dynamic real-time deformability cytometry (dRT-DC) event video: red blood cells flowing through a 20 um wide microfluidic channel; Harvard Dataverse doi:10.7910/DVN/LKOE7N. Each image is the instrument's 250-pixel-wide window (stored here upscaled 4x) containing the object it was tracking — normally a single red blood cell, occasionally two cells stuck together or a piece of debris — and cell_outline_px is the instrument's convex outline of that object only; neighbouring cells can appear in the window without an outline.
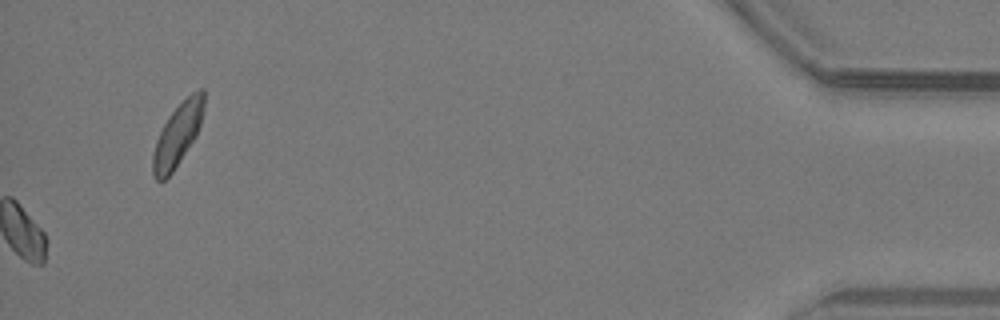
{"species": "common noctule bat (a hibernating species)", "species_latin": "Nyctalus noctula", "temperature_condition": "warm", "stored_images_in_passage": 39, "camera_frame_rate_fps": 3000, "um_per_image_px": 0.085, "animal": {"sex": "male", "body_mass_g": 19.2, "forearm_length_mm": 51.8}, "frame": {"image": 1, "passage_image": 39, "time_ms": 12.667, "image_size_px": [1000, 320], "cell_outline_px": [[204, 108], [200, 124], [196, 136], [172, 172], [164, 180], [156, 180], [152, 176], [152, 156], [156, 140], [168, 116], [192, 92], [200, 88], [204, 88]], "centroid_in_image_um": [15.09, 11.46], "position_along_channel_um": 420.1, "area_um2": 18.38}}